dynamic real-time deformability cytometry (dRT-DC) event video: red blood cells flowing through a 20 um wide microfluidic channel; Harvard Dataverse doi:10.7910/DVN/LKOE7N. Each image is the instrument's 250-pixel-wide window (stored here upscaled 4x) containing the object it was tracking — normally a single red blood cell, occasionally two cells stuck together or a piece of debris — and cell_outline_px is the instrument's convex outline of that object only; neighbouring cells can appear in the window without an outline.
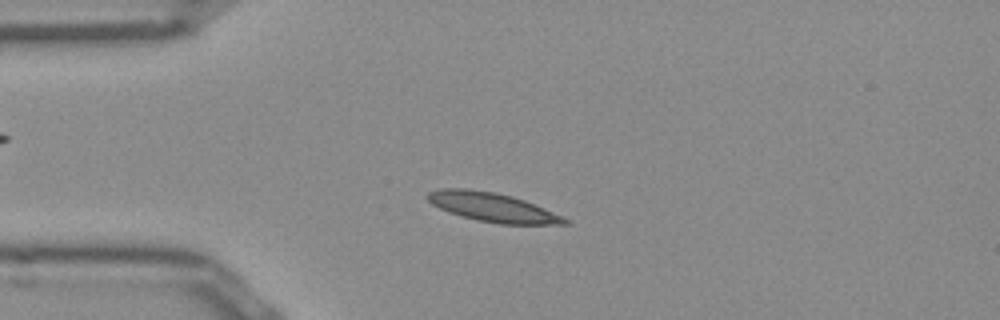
{"species": "Egyptian fruit bat (a non-hibernating species)", "species_latin": "Rousettus aegyptiacus", "temperature_condition": "room temperature", "stored_images_in_passage": 40, "camera_frame_rate_fps": 3000, "um_per_image_px": 0.085, "frame": {"image": 1, "passage_image": 1, "time_ms": 0.0, "image_size_px": [1000, 320], "cell_outline_px": [[572, 224], [500, 224], [476, 220], [440, 208], [432, 204], [428, 200], [428, 192], [440, 188], [468, 188], [492, 192], [512, 196], [524, 200], [544, 208], [568, 220]], "centroid_in_image_um": [41.86, 17.61], "position_along_channel_um": 43.1, "area_um2": 22.77}}
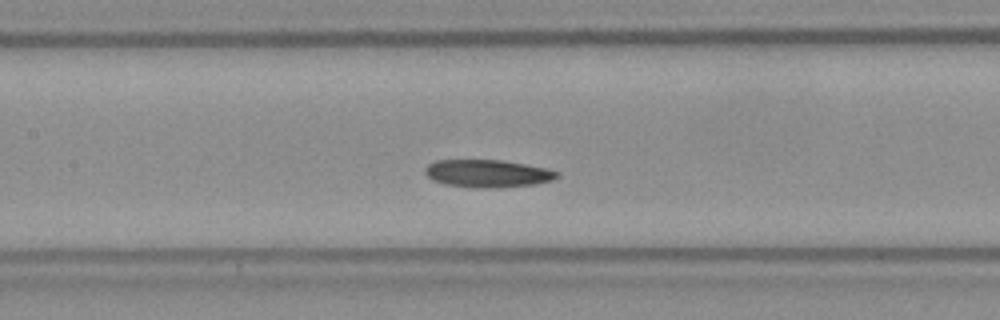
{"frame": {"image": 2, "passage_image": 12, "time_ms": 3.667, "image_size_px": [1000, 320], "cell_outline_px": [[556, 176], [552, 180], [532, 184], [492, 188], [476, 188], [444, 184], [432, 180], [424, 172], [424, 168], [428, 164], [436, 160], [500, 160], [524, 164], [544, 168], [556, 172]], "centroid_in_image_um": [41.34, 14.74], "position_along_channel_um": 166.1, "area_um2": 20.92}}
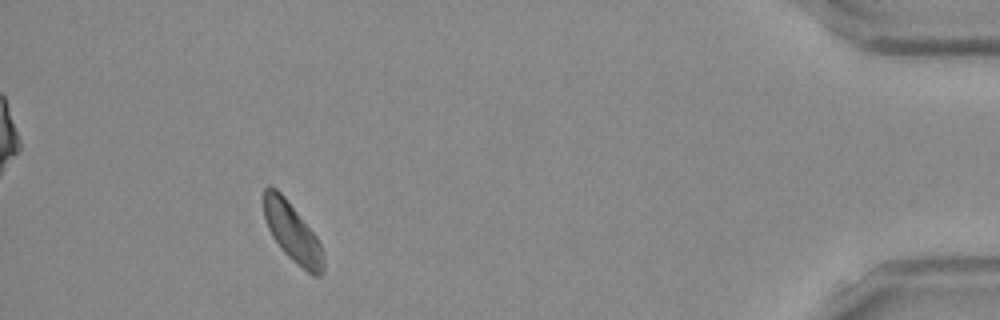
{"frame": {"image": 3, "passage_image": 36, "time_ms": 11.667, "image_size_px": [1000, 320], "cell_outline_px": [[324, 272], [320, 276], [312, 276], [292, 260], [284, 252], [272, 236], [268, 228], [264, 216], [264, 188], [268, 184], [276, 188], [284, 196], [316, 236], [324, 252]], "centroid_in_image_um": [24.87, 19.78], "position_along_channel_um": 410.3, "area_um2": 20.4}, "authors_computed_cell_mechanics": {"area_um2": 21.0392, "velocity_mm_per_s": 3.8527, "shape_relaxation_time_tau1_ms": null, "shape_relaxation_time_tau2_ms": 7.523, "deformation_change_tau1": null, "deformation_change_tau2": 0.1201}}